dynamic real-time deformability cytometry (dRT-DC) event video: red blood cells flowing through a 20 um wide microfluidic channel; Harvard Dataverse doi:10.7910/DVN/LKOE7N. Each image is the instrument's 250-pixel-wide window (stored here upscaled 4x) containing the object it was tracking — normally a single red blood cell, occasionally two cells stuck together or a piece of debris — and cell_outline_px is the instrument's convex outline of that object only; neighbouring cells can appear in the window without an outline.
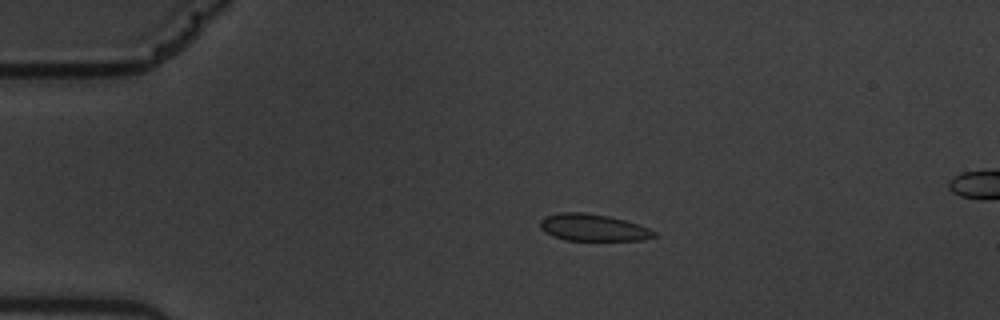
{"species": "common noctule bat (a hibernating species)", "species_latin": "Nyctalus noctula", "temperature_condition": "warm", "stored_images_in_passage": 58, "camera_frame_rate_fps": 3000, "um_per_image_px": 0.085, "animal": {"sex": "male", "body_mass_g": 19.5, "forearm_length_mm": 54.6}, "frame": {"image": 1, "passage_image": 13, "time_ms": 4.0, "image_size_px": [1000, 320], "cell_outline_px": [[660, 236], [644, 240], [564, 240], [552, 236], [540, 228], [540, 220], [544, 216], [560, 212], [584, 212], [608, 216], [624, 220], [648, 228], [656, 232]], "centroid_in_image_um": [50.41, 19.34], "position_along_channel_um": 34.6, "area_um2": 17.98}}
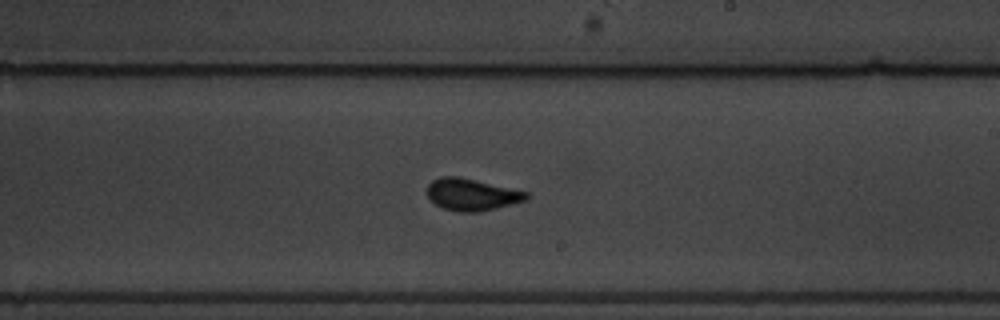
{"frame": {"image": 2, "passage_image": 35, "time_ms": 11.333, "image_size_px": [1000, 320], "cell_outline_px": [[528, 200], [496, 208], [476, 212], [456, 212], [444, 208], [436, 204], [428, 196], [428, 184], [432, 180], [440, 176], [460, 176], [528, 192]], "centroid_in_image_um": [40.1, 16.53], "position_along_channel_um": 248.9, "area_um2": 18.44}}
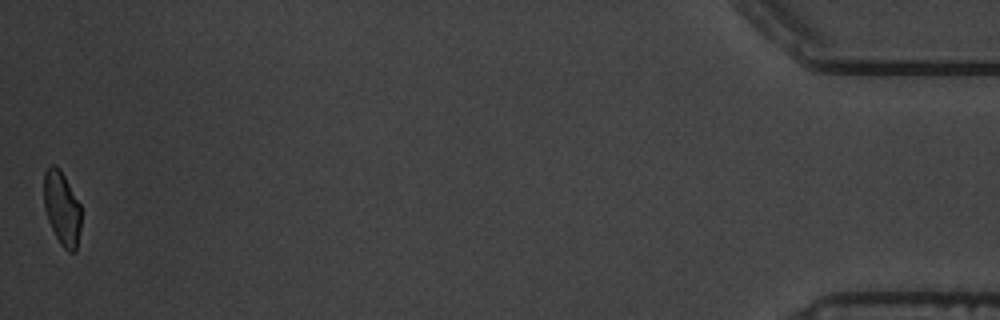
{"frame": {"image": 3, "passage_image": 58, "time_ms": 19.0, "image_size_px": [1000, 320], "cell_outline_px": [[80, 228], [76, 252], [68, 252], [60, 244], [48, 220], [44, 208], [44, 172], [48, 164], [56, 164], [60, 168], [80, 204]], "centroid_in_image_um": [5.25, 17.67], "position_along_channel_um": 430.0, "area_um2": 16.13}, "authors_computed_cell_mechanics": {"area_um2": 17.918, "velocity_mm_per_s": 3.5423, "shape_relaxation_time_tau1_ms": 2.7665, "shape_relaxation_time_tau2_ms": null, "deformation_change_tau1": 0.0868, "deformation_change_tau2": null}}